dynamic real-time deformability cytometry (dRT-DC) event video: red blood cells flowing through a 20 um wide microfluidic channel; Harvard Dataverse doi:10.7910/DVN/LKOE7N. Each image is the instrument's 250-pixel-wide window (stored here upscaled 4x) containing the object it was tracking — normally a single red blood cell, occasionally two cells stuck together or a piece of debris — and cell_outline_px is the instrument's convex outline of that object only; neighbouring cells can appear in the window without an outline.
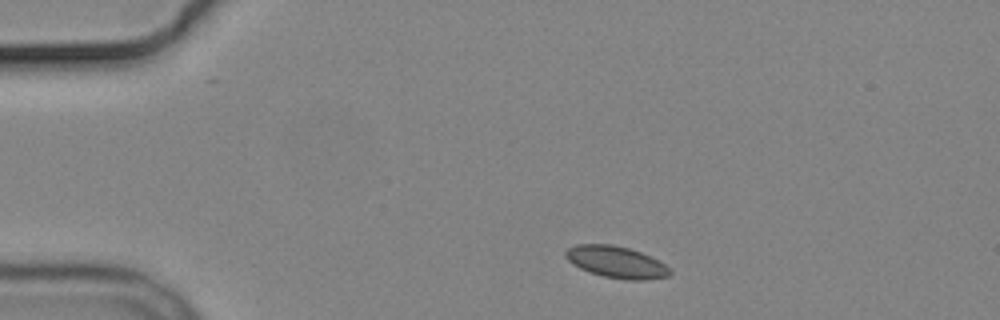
{"species": "common noctule bat (a hibernating species)", "species_latin": "Nyctalus noctula", "temperature_condition": "cold", "stored_images_in_passage": 3, "camera_frame_rate_fps": 3000, "um_per_image_px": 0.085, "animal": {"sex": "male", "body_mass_g": 19.2, "forearm_length_mm": 51.8}, "frame": {"image": 1, "passage_image": 1, "time_ms": 0.0, "image_size_px": [1000, 320], "cell_outline_px": [[672, 272], [668, 276], [644, 280], [628, 280], [604, 276], [580, 268], [572, 264], [564, 256], [564, 252], [568, 248], [576, 244], [612, 244], [628, 248], [640, 252], [664, 264]], "centroid_in_image_um": [52.34, 22.27], "position_along_channel_um": 32.7, "area_um2": 19.02}}